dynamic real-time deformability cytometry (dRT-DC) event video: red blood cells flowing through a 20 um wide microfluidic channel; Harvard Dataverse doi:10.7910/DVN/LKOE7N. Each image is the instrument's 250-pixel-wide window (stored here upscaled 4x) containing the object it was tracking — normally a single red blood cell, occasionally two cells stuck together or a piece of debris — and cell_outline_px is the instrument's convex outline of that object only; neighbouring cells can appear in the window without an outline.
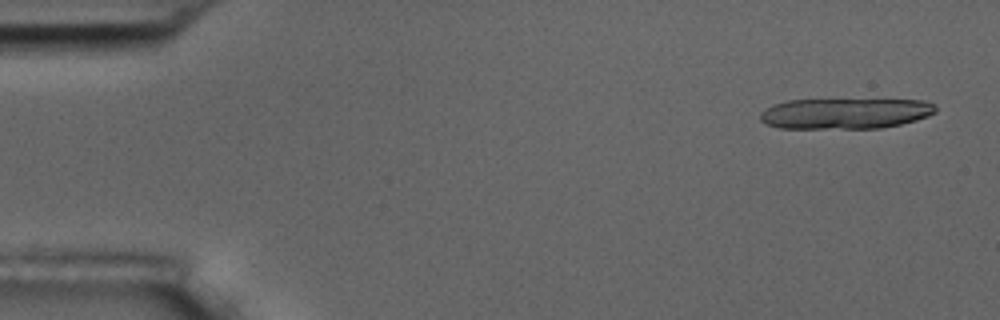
{"species": "common noctule bat (a hibernating species)", "species_latin": "Nyctalus noctula", "temperature_condition": "room temperature", "stored_images_in_passage": 5, "camera_frame_rate_fps": 3000, "um_per_image_px": 0.085, "animal": {"sex": "male", "body_mass_g": 17.5, "forearm_length_mm": 52.3}, "frame": {"image": 1, "passage_image": 1, "time_ms": 0.0, "image_size_px": [1000, 320], "cell_outline_px": [[936, 112], [928, 116], [916, 120], [900, 124], [880, 128], [780, 128], [768, 124], [760, 120], [760, 112], [764, 108], [772, 104], [788, 100], [924, 100], [936, 104]], "centroid_in_image_um": [71.83, 9.64], "position_along_channel_um": 13.2, "area_um2": 31.39}}